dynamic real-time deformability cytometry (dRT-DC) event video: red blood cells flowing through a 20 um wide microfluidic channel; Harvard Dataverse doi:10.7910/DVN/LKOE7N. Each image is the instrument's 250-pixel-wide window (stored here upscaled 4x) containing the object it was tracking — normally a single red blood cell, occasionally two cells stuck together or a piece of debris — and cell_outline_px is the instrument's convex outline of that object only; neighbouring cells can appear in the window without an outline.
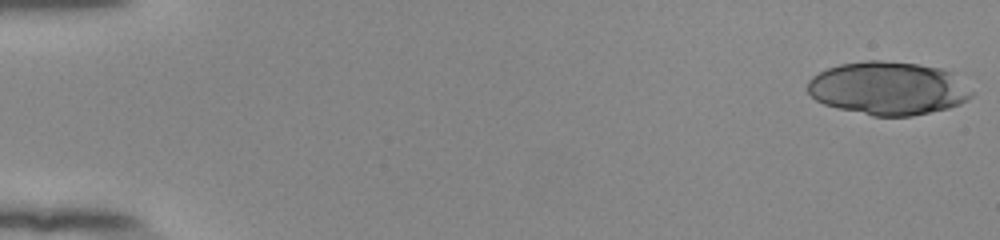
{"species": "human", "species_latin": "Homo sapiens", "temperature_condition": "room temperature", "stored_images_in_passage": 20, "camera_frame_rate_fps": 3000, "um_per_image_px": 0.085, "donor": {"sex": "female"}, "frame": {"image": 1, "passage_image": 1, "time_ms": 0.0, "image_size_px": [1000, 240], "cell_outline_px": [[976, 92], [968, 100], [960, 104], [948, 108], [912, 116], [872, 116], [836, 108], [824, 104], [816, 100], [808, 92], [808, 80], [812, 76], [828, 68], [840, 64], [868, 60], [880, 60], [916, 64], [940, 68], [952, 72]], "centroid_in_image_um": [75.52, 7.51], "position_along_channel_um": 9.5, "area_um2": 51.15}}
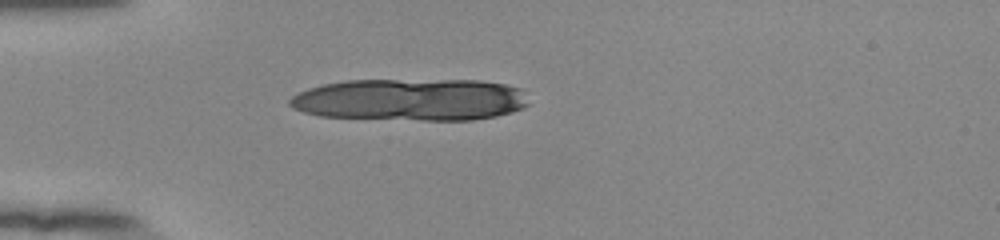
{"frame": {"image": 2, "passage_image": 16, "time_ms": 5.0, "image_size_px": [1000, 240], "cell_outline_px": [[528, 104], [524, 108], [512, 112], [496, 116], [472, 120], [420, 120], [320, 116], [304, 112], [292, 108], [288, 104], [288, 100], [292, 96], [308, 88], [324, 84], [344, 80], [480, 80], [504, 84], [520, 88]], "centroid_in_image_um": [34.88, 8.47], "position_along_channel_um": 50.1, "area_um2": 58.78}}